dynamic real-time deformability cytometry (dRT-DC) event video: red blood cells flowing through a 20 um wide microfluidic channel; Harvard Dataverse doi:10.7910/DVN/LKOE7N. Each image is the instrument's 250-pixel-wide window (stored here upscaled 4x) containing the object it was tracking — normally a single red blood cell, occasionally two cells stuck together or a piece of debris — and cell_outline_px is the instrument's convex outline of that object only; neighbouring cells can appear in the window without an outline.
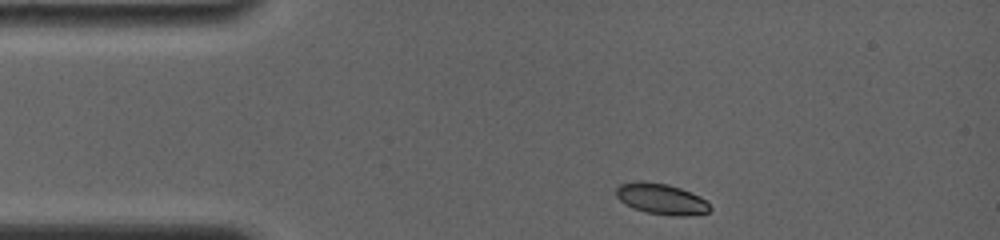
{"species": "common noctule bat (a hibernating species)", "species_latin": "Nyctalus noctula", "temperature_condition": "room temperature", "stored_images_in_passage": 16, "camera_frame_rate_fps": 4000, "um_per_image_px": 0.085, "animal": {"sex": "female", "body_mass_g": 19.0, "forearm_length_mm": 56.7}, "frame": {"image": 1, "passage_image": 1, "time_ms": 0.0, "image_size_px": [1000, 240], "cell_outline_px": [[712, 208], [708, 212], [684, 216], [672, 216], [644, 212], [632, 208], [624, 204], [616, 196], [616, 188], [620, 184], [640, 180], [644, 180], [668, 184], [680, 188], [700, 196]], "centroid_in_image_um": [56.17, 16.9], "position_along_channel_um": 28.8, "area_um2": 17.05}}
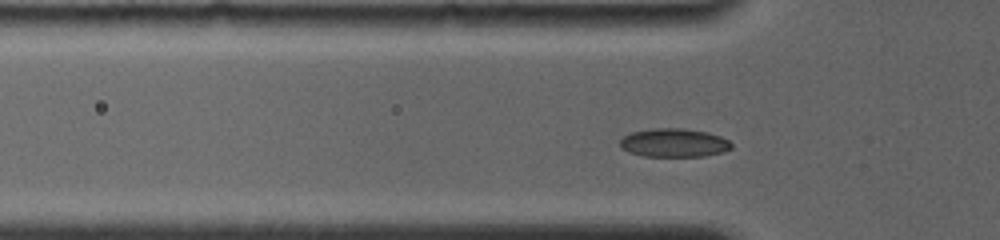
{"frame": {"image": 2, "passage_image": 13, "time_ms": 2.25, "image_size_px": [1000, 240], "cell_outline_px": [[732, 148], [724, 152], [704, 156], [644, 156], [628, 152], [620, 148], [620, 140], [624, 136], [632, 132], [652, 128], [684, 128], [708, 132], [720, 136], [728, 140], [732, 144]], "centroid_in_image_um": [57.29, 12.13], "position_along_channel_um": 68.5, "area_um2": 18.67}}